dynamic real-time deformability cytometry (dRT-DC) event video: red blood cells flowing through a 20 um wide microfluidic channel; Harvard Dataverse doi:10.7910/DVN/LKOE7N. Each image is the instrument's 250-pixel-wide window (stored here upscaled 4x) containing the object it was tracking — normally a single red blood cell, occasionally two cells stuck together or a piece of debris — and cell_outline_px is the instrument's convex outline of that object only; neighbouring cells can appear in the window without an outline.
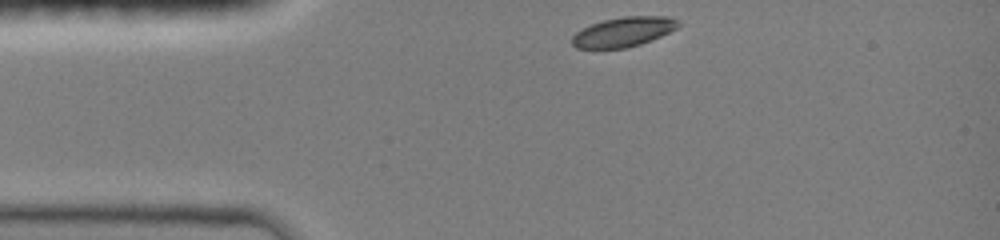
{"species": "common noctule bat (a hibernating species)", "species_latin": "Nyctalus noctula", "temperature_condition": "room temperature", "stored_images_in_passage": 34, "camera_frame_rate_fps": 3000, "um_per_image_px": 0.085, "animal": {"sex": "female", "body_mass_g": 19.0, "forearm_length_mm": 51.5}, "frame": {"image": 1, "passage_image": 1, "time_ms": 0.0, "image_size_px": [1000, 240], "cell_outline_px": [[680, 24], [676, 28], [652, 40], [640, 44], [624, 48], [576, 48], [572, 44], [572, 36], [576, 32], [592, 24], [604, 20], [624, 16], [668, 16], [680, 20]], "centroid_in_image_um": [53.01, 2.7], "position_along_channel_um": 32.0, "area_um2": 18.21}}
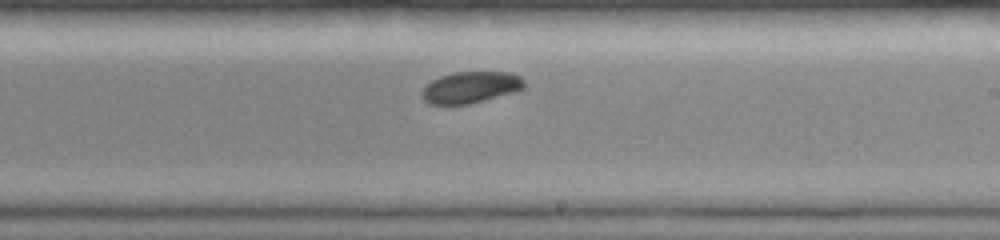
{"frame": {"image": 2, "passage_image": 20, "time_ms": 6.333, "image_size_px": [1000, 240], "cell_outline_px": [[524, 88], [512, 92], [484, 100], [468, 104], [428, 104], [420, 96], [420, 92], [432, 80], [440, 76], [452, 72], [508, 72], [520, 76], [524, 80]], "centroid_in_image_um": [39.96, 7.42], "position_along_channel_um": 249.0, "area_um2": 18.67}}
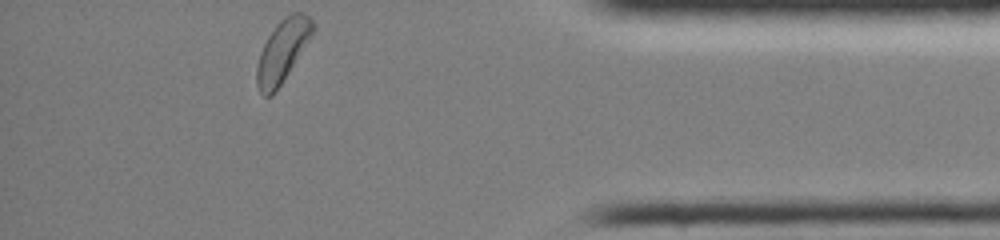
{"frame": {"image": 3, "passage_image": 34, "time_ms": 11.0, "image_size_px": [1000, 240], "cell_outline_px": [[316, 28], [312, 36], [276, 92], [272, 96], [264, 96], [260, 92], [256, 84], [256, 68], [260, 52], [268, 36], [276, 24], [284, 16], [292, 12], [304, 12], [316, 24]], "centroid_in_image_um": [24.03, 4.32], "position_along_channel_um": 411.2, "area_um2": 20.52}, "authors_computed_cell_mechanics": {"area_um2": 19.652, "velocity_mm_per_s": 3.9645, "shape_relaxation_time_tau1_ms": 1.5013, "shape_relaxation_time_tau2_ms": null, "deformation_change_tau1": 0.0908, "deformation_change_tau2": null}}